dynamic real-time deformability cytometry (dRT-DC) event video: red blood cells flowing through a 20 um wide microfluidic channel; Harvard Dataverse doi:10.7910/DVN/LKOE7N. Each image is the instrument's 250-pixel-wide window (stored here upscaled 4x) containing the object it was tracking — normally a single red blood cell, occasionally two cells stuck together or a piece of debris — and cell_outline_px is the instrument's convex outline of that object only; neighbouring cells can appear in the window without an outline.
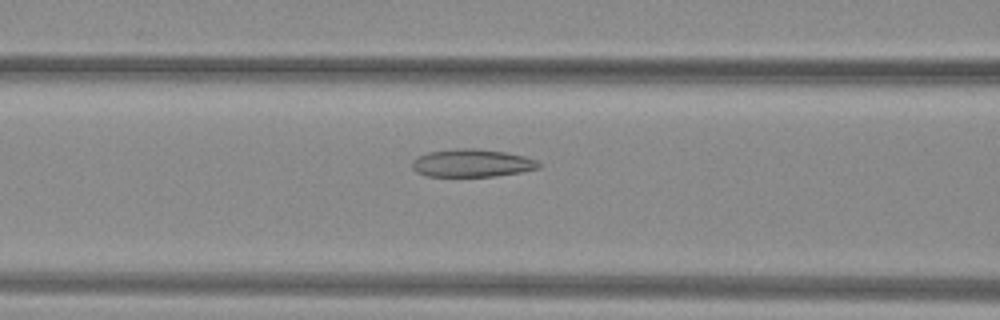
{"species": "common noctule bat (a hibernating species)", "species_latin": "Nyctalus noctula", "temperature_condition": "warm", "stored_images_in_passage": 53, "camera_frame_rate_fps": 3000, "um_per_image_px": 0.085, "animal": {"sex": "female", "body_mass_g": 29.2, "forearm_length_mm": 56.3}, "frame": {"image": 1, "passage_image": 23, "time_ms": 7.333, "image_size_px": [1000, 320], "cell_outline_px": [[544, 164], [540, 168], [520, 172], [492, 176], [428, 176], [416, 172], [412, 168], [412, 160], [416, 156], [428, 152], [456, 148], [476, 148], [504, 152], [524, 156], [536, 160]], "centroid_in_image_um": [40.11, 13.85], "position_along_channel_um": 126.5, "area_um2": 20.63}}
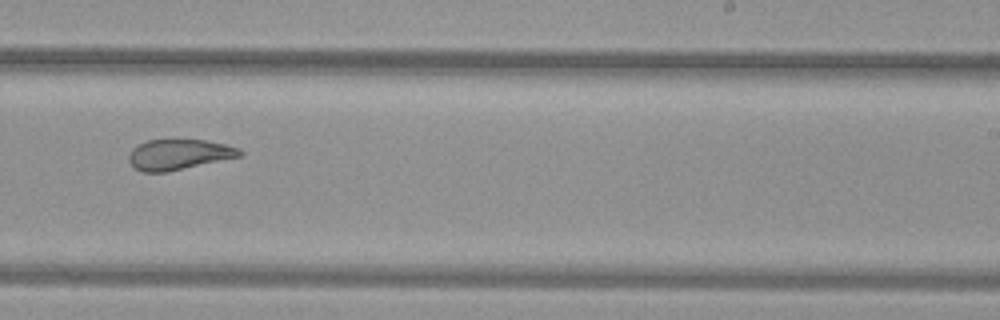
{"frame": {"image": 2, "passage_image": 34, "time_ms": 11.0, "image_size_px": [1000, 320], "cell_outline_px": [[244, 156], [168, 172], [140, 172], [132, 168], [128, 160], [128, 156], [132, 148], [148, 140], [204, 140], [224, 144], [236, 148], [244, 152]], "centroid_in_image_um": [15.19, 13.16], "position_along_channel_um": 273.8, "area_um2": 19.88}}
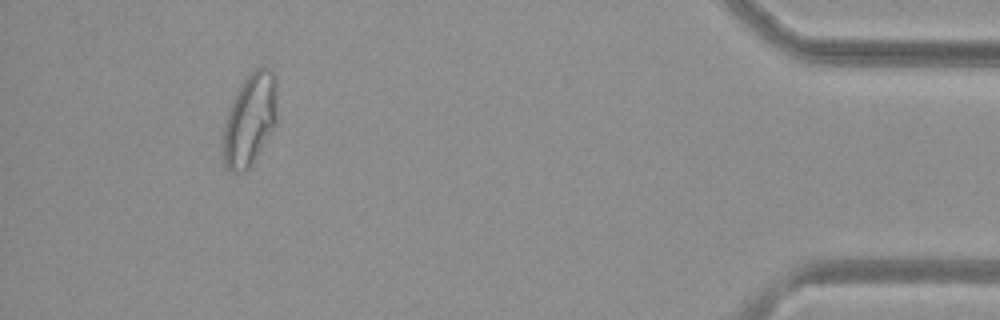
{"frame": {"image": 3, "passage_image": 49, "time_ms": 16.0, "image_size_px": [1000, 320], "cell_outline_px": [[276, 124], [252, 164], [244, 172], [232, 172], [224, 164], [220, 156], [220, 140], [224, 124], [232, 100], [244, 76], [256, 68], [268, 68], [276, 76]], "centroid_in_image_um": [21.18, 10.2], "position_along_channel_um": 414.0, "area_um2": 29.71}, "authors_computed_cell_mechanics": {"area_um2": 24.7962, "velocity_mm_per_s": 4.0273, "shape_relaxation_time_tau1_ms": 11.0584, "shape_relaxation_time_tau2_ms": 1.7352, "deformation_change_tau1": 0.2342, "deformation_change_tau2": 0.0801}}